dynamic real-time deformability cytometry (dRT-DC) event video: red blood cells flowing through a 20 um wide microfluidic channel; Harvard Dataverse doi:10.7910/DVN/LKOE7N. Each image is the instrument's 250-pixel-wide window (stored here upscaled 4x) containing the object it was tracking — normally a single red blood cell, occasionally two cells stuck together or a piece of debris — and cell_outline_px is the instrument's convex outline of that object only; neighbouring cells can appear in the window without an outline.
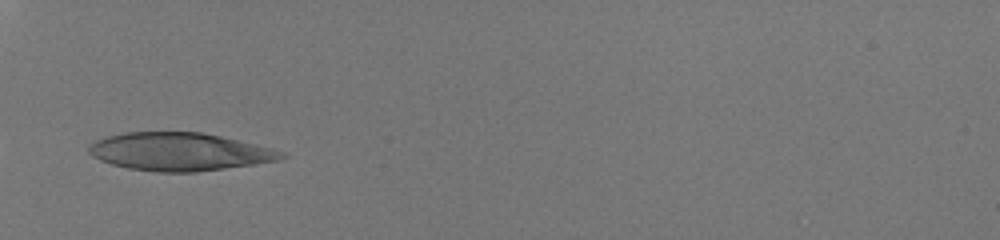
{"species": "human", "species_latin": "Homo sapiens", "temperature_condition": "room temperature", "stored_images_in_passage": 7, "camera_frame_rate_fps": 3000, "um_per_image_px": 0.085, "donor": {"sex": "male"}, "frame": {"image": 1, "passage_image": 1, "time_ms": 0.0, "image_size_px": [1000, 240], "cell_outline_px": [[288, 156], [280, 160], [196, 172], [156, 172], [128, 168], [112, 164], [100, 160], [92, 156], [88, 152], [88, 148], [96, 140], [108, 136], [124, 132], [200, 132], [220, 136], [272, 148], [284, 152]], "centroid_in_image_um": [15.25, 12.9], "position_along_channel_um": 69.8, "area_um2": 42.37}}
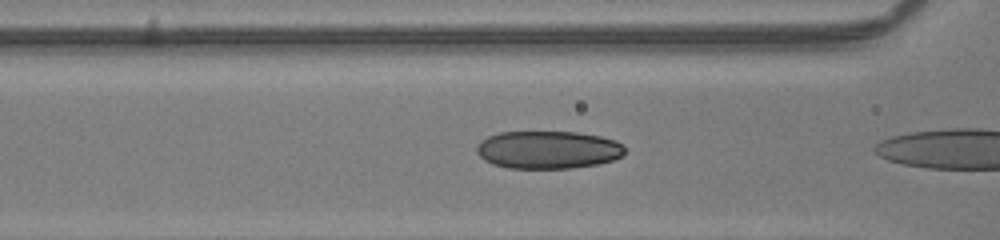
{"frame": {"image": 2, "passage_image": 3, "time_ms": 0.667, "image_size_px": [1000, 240], "cell_outline_px": [[628, 152], [624, 156], [600, 164], [572, 168], [508, 168], [492, 164], [484, 160], [476, 152], [476, 144], [480, 140], [488, 136], [500, 132], [576, 132], [600, 136], [616, 140], [624, 144]], "centroid_in_image_um": [46.62, 12.73], "position_along_channel_um": 120.0, "area_um2": 33.18}}
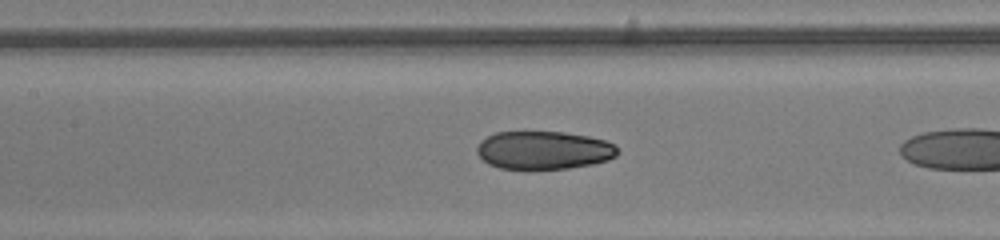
{"frame": {"image": 3, "passage_image": 6, "time_ms": 1.667, "image_size_px": [1000, 240], "cell_outline_px": [[620, 152], [616, 156], [608, 160], [592, 164], [568, 168], [500, 168], [488, 164], [476, 152], [476, 148], [480, 140], [496, 132], [564, 132], [588, 136], [604, 140], [616, 144], [620, 148]], "centroid_in_image_um": [46.25, 12.75], "position_along_channel_um": 161.1, "area_um2": 31.27}}